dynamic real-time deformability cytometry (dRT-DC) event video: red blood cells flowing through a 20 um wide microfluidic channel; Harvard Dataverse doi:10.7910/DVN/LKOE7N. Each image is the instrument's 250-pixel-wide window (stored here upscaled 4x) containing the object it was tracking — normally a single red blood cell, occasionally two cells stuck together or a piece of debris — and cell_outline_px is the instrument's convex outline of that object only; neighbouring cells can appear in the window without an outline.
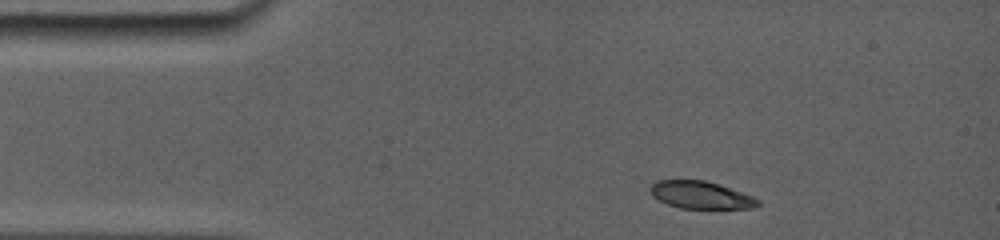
{"species": "common noctule bat (a hibernating species)", "species_latin": "Nyctalus noctula", "temperature_condition": "room temperature", "stored_images_in_passage": 6, "camera_frame_rate_fps": 5000, "um_per_image_px": 0.085, "animal": {"sex": "female", "body_mass_g": 19.0, "forearm_length_mm": 56.7}, "frame": {"image": 1, "passage_image": 1, "time_ms": 0.0, "image_size_px": [1000, 240], "cell_outline_px": [[760, 204], [752, 208], [680, 208], [668, 204], [652, 196], [648, 188], [656, 180], [704, 180], [752, 196], [760, 200]], "centroid_in_image_um": [59.52, 16.57], "position_along_channel_um": 25.5, "area_um2": 16.94}}
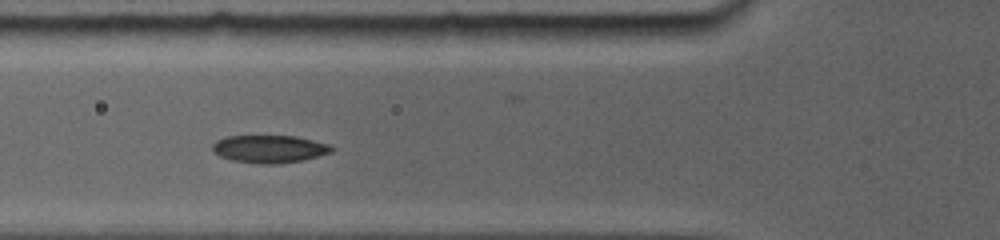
{"frame": {"image": 2, "passage_image": 5, "time_ms": 3.4, "image_size_px": [1000, 240], "cell_outline_px": [[332, 152], [304, 160], [276, 164], [260, 164], [232, 160], [220, 156], [212, 152], [212, 144], [216, 140], [228, 136], [292, 136], [312, 140], [328, 144], [332, 148]], "centroid_in_image_um": [22.86, 12.67], "position_along_channel_um": 102.9, "area_um2": 19.13}}
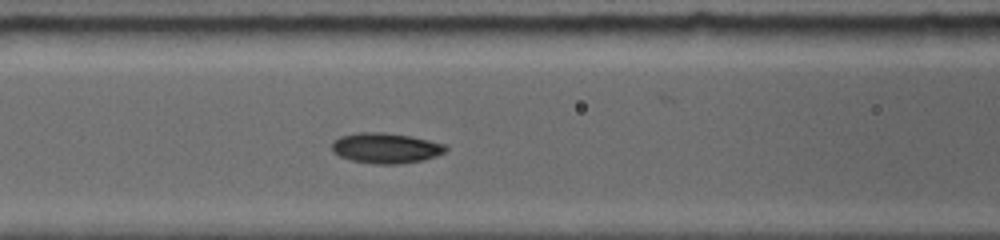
{"frame": {"image": 3, "passage_image": 6, "time_ms": 4.2, "image_size_px": [1000, 240], "cell_outline_px": [[448, 148], [444, 152], [436, 156], [424, 160], [400, 164], [376, 164], [352, 160], [340, 156], [332, 148], [332, 144], [340, 136], [360, 132], [380, 132], [408, 136], [444, 144]], "centroid_in_image_um": [32.81, 12.59], "position_along_channel_um": 133.8, "area_um2": 19.77}}